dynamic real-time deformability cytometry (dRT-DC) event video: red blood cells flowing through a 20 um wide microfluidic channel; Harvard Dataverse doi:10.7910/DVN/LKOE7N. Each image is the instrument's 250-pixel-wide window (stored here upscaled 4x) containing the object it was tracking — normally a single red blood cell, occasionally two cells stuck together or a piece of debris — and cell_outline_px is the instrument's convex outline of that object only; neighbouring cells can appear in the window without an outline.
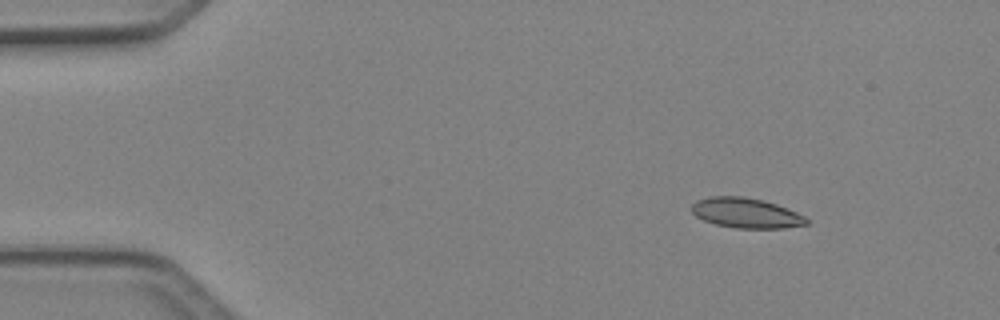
{"species": "Egyptian fruit bat (a non-hibernating species)", "species_latin": "Rousettus aegyptiacus", "temperature_condition": "cold", "stored_images_in_passage": 4, "camera_frame_rate_fps": 3000, "um_per_image_px": 0.085, "animal": {"sex": "female"}, "frame": {"image": 1, "passage_image": 1, "time_ms": 0.0, "image_size_px": [1000, 320], "cell_outline_px": [[808, 224], [784, 228], [736, 228], [716, 224], [704, 220], [696, 216], [692, 212], [692, 204], [696, 200], [708, 196], [744, 196], [764, 200], [776, 204], [796, 212], [804, 216], [808, 220]], "centroid_in_image_um": [63.4, 18.09], "position_along_channel_um": 21.6, "area_um2": 20.11}}
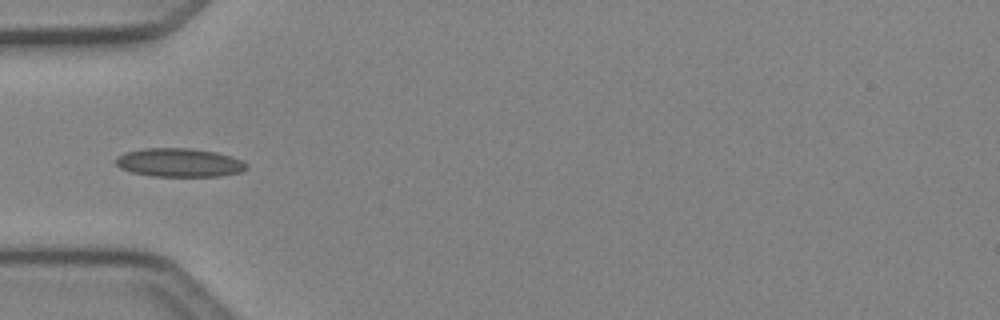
{"frame": {"image": 2, "passage_image": 4, "time_ms": 1.0, "image_size_px": [1000, 320], "cell_outline_px": [[248, 168], [240, 172], [220, 176], [152, 176], [132, 172], [120, 168], [116, 164], [116, 156], [124, 152], [144, 148], [188, 148], [216, 152], [232, 156], [248, 164]], "centroid_in_image_um": [15.23, 13.81], "position_along_channel_um": 69.8, "area_um2": 21.85}}